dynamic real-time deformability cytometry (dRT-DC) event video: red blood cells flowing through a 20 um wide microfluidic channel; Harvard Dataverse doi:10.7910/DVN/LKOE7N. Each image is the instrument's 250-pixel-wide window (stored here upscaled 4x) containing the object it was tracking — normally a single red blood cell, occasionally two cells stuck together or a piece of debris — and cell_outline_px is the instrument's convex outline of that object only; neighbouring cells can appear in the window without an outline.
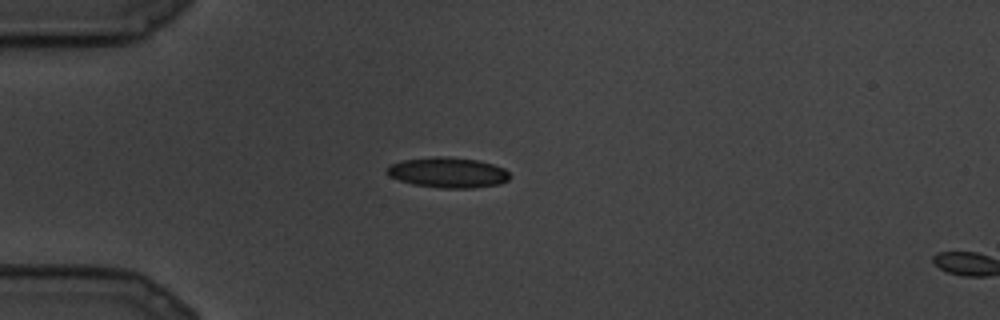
{"species": "common noctule bat (a hibernating species)", "species_latin": "Nyctalus noctula", "temperature_condition": "cold", "stored_images_in_passage": 2, "camera_frame_rate_fps": 3000, "um_per_image_px": 0.085, "animal": {"sex": "male", "body_mass_g": 19.5, "forearm_length_mm": 54.6}, "frame": {"image": 1, "passage_image": 1, "time_ms": 0.0, "image_size_px": [1000, 320], "cell_outline_px": [[508, 180], [500, 184], [472, 188], [440, 188], [412, 184], [388, 176], [388, 164], [404, 160], [432, 156], [448, 156], [480, 160], [504, 168], [508, 172]], "centroid_in_image_um": [38.07, 14.65], "position_along_channel_um": 46.9, "area_um2": 21.85}}